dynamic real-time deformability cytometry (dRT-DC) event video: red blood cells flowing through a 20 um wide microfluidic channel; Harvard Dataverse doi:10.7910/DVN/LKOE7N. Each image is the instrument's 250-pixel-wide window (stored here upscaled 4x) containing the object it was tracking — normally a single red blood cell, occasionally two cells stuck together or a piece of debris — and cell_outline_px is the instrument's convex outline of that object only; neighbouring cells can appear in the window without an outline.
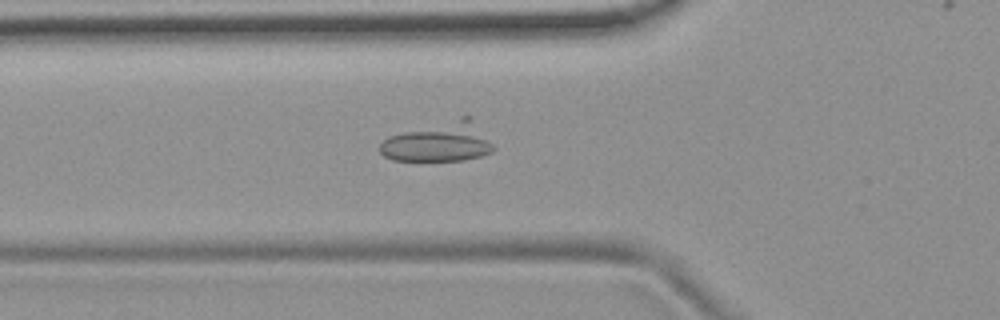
{"species": "common noctule bat (a hibernating species)", "species_latin": "Nyctalus noctula", "temperature_condition": "room temperature", "stored_images_in_passage": 54, "camera_frame_rate_fps": 3000, "um_per_image_px": 0.085, "animal": {"sex": "female", "body_mass_g": 19.9}, "frame": {"image": 1, "passage_image": 19, "time_ms": 6.0, "image_size_px": [1000, 320], "cell_outline_px": [[496, 148], [492, 152], [480, 156], [464, 160], [392, 160], [384, 156], [380, 152], [380, 144], [388, 136], [460, 116], [472, 116]], "centroid_in_image_um": [37.35, 12.05], "position_along_channel_um": 88.4, "area_um2": 26.18}}
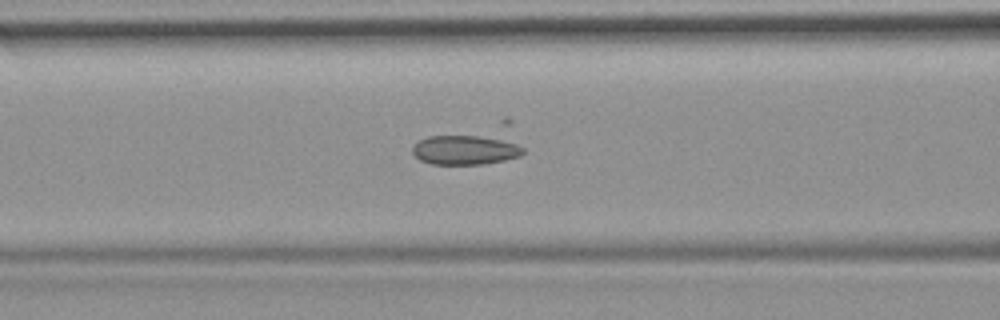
{"frame": {"image": 2, "passage_image": 22, "time_ms": 7.0, "image_size_px": [1000, 320], "cell_outline_px": [[524, 152], [520, 156], [504, 160], [484, 164], [432, 164], [420, 160], [412, 152], [412, 144], [428, 136], [500, 136], [524, 148]], "centroid_in_image_um": [39.56, 12.73], "position_along_channel_um": 127.0, "area_um2": 19.25}}
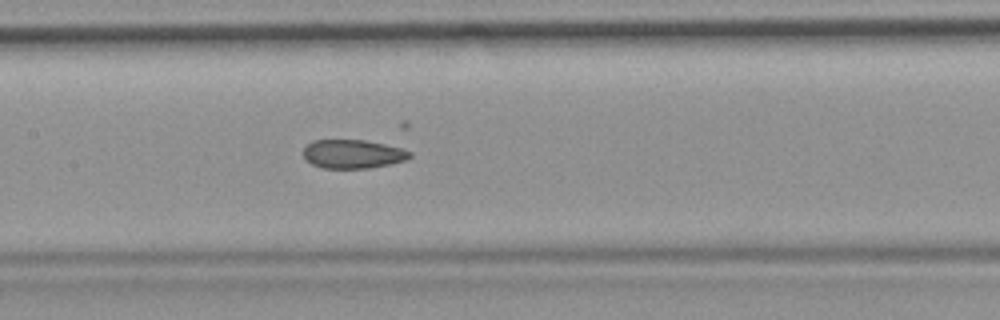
{"frame": {"image": 3, "passage_image": 26, "time_ms": 8.333, "image_size_px": [1000, 320], "cell_outline_px": [[412, 156], [408, 160], [392, 164], [368, 168], [320, 168], [312, 164], [304, 156], [304, 148], [312, 140], [364, 140], [384, 144], [400, 148], [412, 152]], "centroid_in_image_um": [30.02, 13.1], "position_along_channel_um": 177.4, "area_um2": 17.86}}